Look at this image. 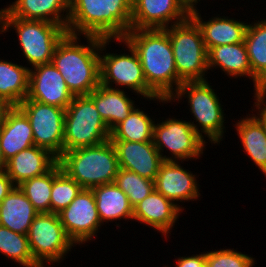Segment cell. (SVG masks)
Wrapping results in <instances>:
<instances>
[{"label":"cell","instance_id":"1","mask_svg":"<svg viewBox=\"0 0 266 267\" xmlns=\"http://www.w3.org/2000/svg\"><path fill=\"white\" fill-rule=\"evenodd\" d=\"M84 36L87 45L81 43ZM101 14L68 31L58 42L52 64L74 96L89 95L100 85Z\"/></svg>","mask_w":266,"mask_h":267},{"label":"cell","instance_id":"2","mask_svg":"<svg viewBox=\"0 0 266 267\" xmlns=\"http://www.w3.org/2000/svg\"><path fill=\"white\" fill-rule=\"evenodd\" d=\"M137 53L147 85L169 100L182 82L178 79L174 54L165 29H115Z\"/></svg>","mask_w":266,"mask_h":267},{"label":"cell","instance_id":"3","mask_svg":"<svg viewBox=\"0 0 266 267\" xmlns=\"http://www.w3.org/2000/svg\"><path fill=\"white\" fill-rule=\"evenodd\" d=\"M114 41L119 42V44L123 43V46L125 45L128 48L126 51L128 50L130 54L129 52L128 54L124 52L121 55L118 53H106L107 46ZM100 84L119 90L120 87L123 90L125 87L132 93L135 92V95L142 96L145 100H157L163 104L169 103L167 99L159 97L147 85L137 53L112 27L109 18L105 14H101Z\"/></svg>","mask_w":266,"mask_h":267},{"label":"cell","instance_id":"4","mask_svg":"<svg viewBox=\"0 0 266 267\" xmlns=\"http://www.w3.org/2000/svg\"><path fill=\"white\" fill-rule=\"evenodd\" d=\"M105 15L114 29H164L185 21L190 12L180 0H119Z\"/></svg>","mask_w":266,"mask_h":267},{"label":"cell","instance_id":"5","mask_svg":"<svg viewBox=\"0 0 266 267\" xmlns=\"http://www.w3.org/2000/svg\"><path fill=\"white\" fill-rule=\"evenodd\" d=\"M63 171L83 189L114 183L119 170L116 150L110 140L63 152L58 158Z\"/></svg>","mask_w":266,"mask_h":267},{"label":"cell","instance_id":"6","mask_svg":"<svg viewBox=\"0 0 266 267\" xmlns=\"http://www.w3.org/2000/svg\"><path fill=\"white\" fill-rule=\"evenodd\" d=\"M214 90L207 80L183 82L168 102L179 103L183 97L187 98L190 114L195 120L188 122L203 139L207 136L211 145H219L226 132V122L222 101Z\"/></svg>","mask_w":266,"mask_h":267},{"label":"cell","instance_id":"7","mask_svg":"<svg viewBox=\"0 0 266 267\" xmlns=\"http://www.w3.org/2000/svg\"><path fill=\"white\" fill-rule=\"evenodd\" d=\"M14 29L26 62L31 68L50 63L58 42L68 32L61 25L41 20L12 17L0 8V34Z\"/></svg>","mask_w":266,"mask_h":267},{"label":"cell","instance_id":"8","mask_svg":"<svg viewBox=\"0 0 266 267\" xmlns=\"http://www.w3.org/2000/svg\"><path fill=\"white\" fill-rule=\"evenodd\" d=\"M170 38L178 79L183 82L207 80L208 57L201 30L191 18L164 28Z\"/></svg>","mask_w":266,"mask_h":267},{"label":"cell","instance_id":"9","mask_svg":"<svg viewBox=\"0 0 266 267\" xmlns=\"http://www.w3.org/2000/svg\"><path fill=\"white\" fill-rule=\"evenodd\" d=\"M107 124L88 95L74 96L65 109L63 152L110 140Z\"/></svg>","mask_w":266,"mask_h":267},{"label":"cell","instance_id":"10","mask_svg":"<svg viewBox=\"0 0 266 267\" xmlns=\"http://www.w3.org/2000/svg\"><path fill=\"white\" fill-rule=\"evenodd\" d=\"M8 5L4 9L12 17L52 22L68 31L82 27L96 15L85 0H15Z\"/></svg>","mask_w":266,"mask_h":267},{"label":"cell","instance_id":"11","mask_svg":"<svg viewBox=\"0 0 266 267\" xmlns=\"http://www.w3.org/2000/svg\"><path fill=\"white\" fill-rule=\"evenodd\" d=\"M27 236L34 262L39 267H46L49 263L52 265L55 262L60 264L66 258L64 256L71 252L72 246H76L66 234L56 213H38L30 225Z\"/></svg>","mask_w":266,"mask_h":267},{"label":"cell","instance_id":"12","mask_svg":"<svg viewBox=\"0 0 266 267\" xmlns=\"http://www.w3.org/2000/svg\"><path fill=\"white\" fill-rule=\"evenodd\" d=\"M153 144L164 161H189L198 159L204 153L208 143L186 120L167 118L154 124ZM166 149V150H165ZM167 154L169 150V155Z\"/></svg>","mask_w":266,"mask_h":267},{"label":"cell","instance_id":"13","mask_svg":"<svg viewBox=\"0 0 266 267\" xmlns=\"http://www.w3.org/2000/svg\"><path fill=\"white\" fill-rule=\"evenodd\" d=\"M18 107L30 121L35 146L59 158L63 154L65 109L27 98Z\"/></svg>","mask_w":266,"mask_h":267},{"label":"cell","instance_id":"14","mask_svg":"<svg viewBox=\"0 0 266 267\" xmlns=\"http://www.w3.org/2000/svg\"><path fill=\"white\" fill-rule=\"evenodd\" d=\"M58 215L66 234L75 245L88 243L97 237L99 229L103 226L92 189H82Z\"/></svg>","mask_w":266,"mask_h":267},{"label":"cell","instance_id":"15","mask_svg":"<svg viewBox=\"0 0 266 267\" xmlns=\"http://www.w3.org/2000/svg\"><path fill=\"white\" fill-rule=\"evenodd\" d=\"M73 97L65 79L52 62L29 69L27 99L66 109Z\"/></svg>","mask_w":266,"mask_h":267},{"label":"cell","instance_id":"16","mask_svg":"<svg viewBox=\"0 0 266 267\" xmlns=\"http://www.w3.org/2000/svg\"><path fill=\"white\" fill-rule=\"evenodd\" d=\"M180 163L182 161H164L154 180V187L183 211L184 207H180L179 202L196 201L201 194L197 174L184 169Z\"/></svg>","mask_w":266,"mask_h":267},{"label":"cell","instance_id":"17","mask_svg":"<svg viewBox=\"0 0 266 267\" xmlns=\"http://www.w3.org/2000/svg\"><path fill=\"white\" fill-rule=\"evenodd\" d=\"M110 141L116 150L119 168L133 171L151 181L155 180L164 160L153 144V141Z\"/></svg>","mask_w":266,"mask_h":267},{"label":"cell","instance_id":"18","mask_svg":"<svg viewBox=\"0 0 266 267\" xmlns=\"http://www.w3.org/2000/svg\"><path fill=\"white\" fill-rule=\"evenodd\" d=\"M182 212L176 204L154 189L133 208V221L151 226L166 238L170 236L168 234H171Z\"/></svg>","mask_w":266,"mask_h":267},{"label":"cell","instance_id":"19","mask_svg":"<svg viewBox=\"0 0 266 267\" xmlns=\"http://www.w3.org/2000/svg\"><path fill=\"white\" fill-rule=\"evenodd\" d=\"M33 145V131L28 117L18 106L9 107L0 126V146L4 161L7 162Z\"/></svg>","mask_w":266,"mask_h":267},{"label":"cell","instance_id":"20","mask_svg":"<svg viewBox=\"0 0 266 267\" xmlns=\"http://www.w3.org/2000/svg\"><path fill=\"white\" fill-rule=\"evenodd\" d=\"M190 17L199 26L207 52L215 46L244 42L248 22L228 18V16H212L204 21L199 9L190 12Z\"/></svg>","mask_w":266,"mask_h":267},{"label":"cell","instance_id":"21","mask_svg":"<svg viewBox=\"0 0 266 267\" xmlns=\"http://www.w3.org/2000/svg\"><path fill=\"white\" fill-rule=\"evenodd\" d=\"M57 162L58 158L49 150L33 145L9 159L5 171L18 186L27 179L48 172Z\"/></svg>","mask_w":266,"mask_h":267},{"label":"cell","instance_id":"22","mask_svg":"<svg viewBox=\"0 0 266 267\" xmlns=\"http://www.w3.org/2000/svg\"><path fill=\"white\" fill-rule=\"evenodd\" d=\"M208 70L220 68L230 78L248 77L253 82L245 42L212 47L207 52Z\"/></svg>","mask_w":266,"mask_h":267},{"label":"cell","instance_id":"23","mask_svg":"<svg viewBox=\"0 0 266 267\" xmlns=\"http://www.w3.org/2000/svg\"><path fill=\"white\" fill-rule=\"evenodd\" d=\"M38 213L19 186H15L0 202V225L27 235Z\"/></svg>","mask_w":266,"mask_h":267},{"label":"cell","instance_id":"24","mask_svg":"<svg viewBox=\"0 0 266 267\" xmlns=\"http://www.w3.org/2000/svg\"><path fill=\"white\" fill-rule=\"evenodd\" d=\"M123 89L99 85L88 96L93 100L100 116L111 131L137 107Z\"/></svg>","mask_w":266,"mask_h":267},{"label":"cell","instance_id":"25","mask_svg":"<svg viewBox=\"0 0 266 267\" xmlns=\"http://www.w3.org/2000/svg\"><path fill=\"white\" fill-rule=\"evenodd\" d=\"M244 42L253 73L254 95H258L266 84V19L249 22Z\"/></svg>","mask_w":266,"mask_h":267},{"label":"cell","instance_id":"26","mask_svg":"<svg viewBox=\"0 0 266 267\" xmlns=\"http://www.w3.org/2000/svg\"><path fill=\"white\" fill-rule=\"evenodd\" d=\"M101 223L125 219L133 220V207L127 195L115 184H104L92 188Z\"/></svg>","mask_w":266,"mask_h":267},{"label":"cell","instance_id":"27","mask_svg":"<svg viewBox=\"0 0 266 267\" xmlns=\"http://www.w3.org/2000/svg\"><path fill=\"white\" fill-rule=\"evenodd\" d=\"M252 115V116H250ZM237 122L235 129L243 146V152L254 165L266 176V132L263 124L253 115L245 116Z\"/></svg>","mask_w":266,"mask_h":267},{"label":"cell","instance_id":"28","mask_svg":"<svg viewBox=\"0 0 266 267\" xmlns=\"http://www.w3.org/2000/svg\"><path fill=\"white\" fill-rule=\"evenodd\" d=\"M29 67L0 60V100L18 106L28 94Z\"/></svg>","mask_w":266,"mask_h":267},{"label":"cell","instance_id":"29","mask_svg":"<svg viewBox=\"0 0 266 267\" xmlns=\"http://www.w3.org/2000/svg\"><path fill=\"white\" fill-rule=\"evenodd\" d=\"M155 119H152L140 107H135L131 113L110 133V140H123L129 142H147L153 140Z\"/></svg>","mask_w":266,"mask_h":267},{"label":"cell","instance_id":"30","mask_svg":"<svg viewBox=\"0 0 266 267\" xmlns=\"http://www.w3.org/2000/svg\"><path fill=\"white\" fill-rule=\"evenodd\" d=\"M0 253L23 267H39L29 246L28 236L0 225Z\"/></svg>","mask_w":266,"mask_h":267},{"label":"cell","instance_id":"31","mask_svg":"<svg viewBox=\"0 0 266 267\" xmlns=\"http://www.w3.org/2000/svg\"><path fill=\"white\" fill-rule=\"evenodd\" d=\"M83 188L57 162L53 166L50 212L58 214L66 208Z\"/></svg>","mask_w":266,"mask_h":267},{"label":"cell","instance_id":"32","mask_svg":"<svg viewBox=\"0 0 266 267\" xmlns=\"http://www.w3.org/2000/svg\"><path fill=\"white\" fill-rule=\"evenodd\" d=\"M53 167L46 173L23 181L19 188L39 212H50Z\"/></svg>","mask_w":266,"mask_h":267},{"label":"cell","instance_id":"33","mask_svg":"<svg viewBox=\"0 0 266 267\" xmlns=\"http://www.w3.org/2000/svg\"><path fill=\"white\" fill-rule=\"evenodd\" d=\"M114 183L127 195L133 208L155 189L154 181L122 168H119Z\"/></svg>","mask_w":266,"mask_h":267},{"label":"cell","instance_id":"34","mask_svg":"<svg viewBox=\"0 0 266 267\" xmlns=\"http://www.w3.org/2000/svg\"><path fill=\"white\" fill-rule=\"evenodd\" d=\"M253 256L238 252L233 249H217L206 251V267H253Z\"/></svg>","mask_w":266,"mask_h":267},{"label":"cell","instance_id":"35","mask_svg":"<svg viewBox=\"0 0 266 267\" xmlns=\"http://www.w3.org/2000/svg\"><path fill=\"white\" fill-rule=\"evenodd\" d=\"M176 267H206V252L191 256L177 257Z\"/></svg>","mask_w":266,"mask_h":267},{"label":"cell","instance_id":"36","mask_svg":"<svg viewBox=\"0 0 266 267\" xmlns=\"http://www.w3.org/2000/svg\"><path fill=\"white\" fill-rule=\"evenodd\" d=\"M254 104L255 107L252 108V114L263 124V127L265 129L266 132V100L260 98L258 95H254ZM256 108V110H255ZM253 110L257 111V113H253ZM257 114V115H256Z\"/></svg>","mask_w":266,"mask_h":267},{"label":"cell","instance_id":"37","mask_svg":"<svg viewBox=\"0 0 266 267\" xmlns=\"http://www.w3.org/2000/svg\"><path fill=\"white\" fill-rule=\"evenodd\" d=\"M16 185L11 181L5 169L0 170V202L12 191Z\"/></svg>","mask_w":266,"mask_h":267},{"label":"cell","instance_id":"38","mask_svg":"<svg viewBox=\"0 0 266 267\" xmlns=\"http://www.w3.org/2000/svg\"><path fill=\"white\" fill-rule=\"evenodd\" d=\"M119 0H97L96 14H106Z\"/></svg>","mask_w":266,"mask_h":267},{"label":"cell","instance_id":"39","mask_svg":"<svg viewBox=\"0 0 266 267\" xmlns=\"http://www.w3.org/2000/svg\"><path fill=\"white\" fill-rule=\"evenodd\" d=\"M180 2L189 12H192L198 9L197 4L200 2V0H180Z\"/></svg>","mask_w":266,"mask_h":267},{"label":"cell","instance_id":"40","mask_svg":"<svg viewBox=\"0 0 266 267\" xmlns=\"http://www.w3.org/2000/svg\"><path fill=\"white\" fill-rule=\"evenodd\" d=\"M8 108H9V106L5 102L0 100V126H1L2 120L4 118V114Z\"/></svg>","mask_w":266,"mask_h":267},{"label":"cell","instance_id":"41","mask_svg":"<svg viewBox=\"0 0 266 267\" xmlns=\"http://www.w3.org/2000/svg\"><path fill=\"white\" fill-rule=\"evenodd\" d=\"M6 162L3 159V154L1 151V146H0V170L5 169Z\"/></svg>","mask_w":266,"mask_h":267},{"label":"cell","instance_id":"42","mask_svg":"<svg viewBox=\"0 0 266 267\" xmlns=\"http://www.w3.org/2000/svg\"><path fill=\"white\" fill-rule=\"evenodd\" d=\"M258 96L262 99H266V84L263 86L262 90L258 94Z\"/></svg>","mask_w":266,"mask_h":267},{"label":"cell","instance_id":"43","mask_svg":"<svg viewBox=\"0 0 266 267\" xmlns=\"http://www.w3.org/2000/svg\"><path fill=\"white\" fill-rule=\"evenodd\" d=\"M94 10L96 9L97 0H85Z\"/></svg>","mask_w":266,"mask_h":267}]
</instances>
